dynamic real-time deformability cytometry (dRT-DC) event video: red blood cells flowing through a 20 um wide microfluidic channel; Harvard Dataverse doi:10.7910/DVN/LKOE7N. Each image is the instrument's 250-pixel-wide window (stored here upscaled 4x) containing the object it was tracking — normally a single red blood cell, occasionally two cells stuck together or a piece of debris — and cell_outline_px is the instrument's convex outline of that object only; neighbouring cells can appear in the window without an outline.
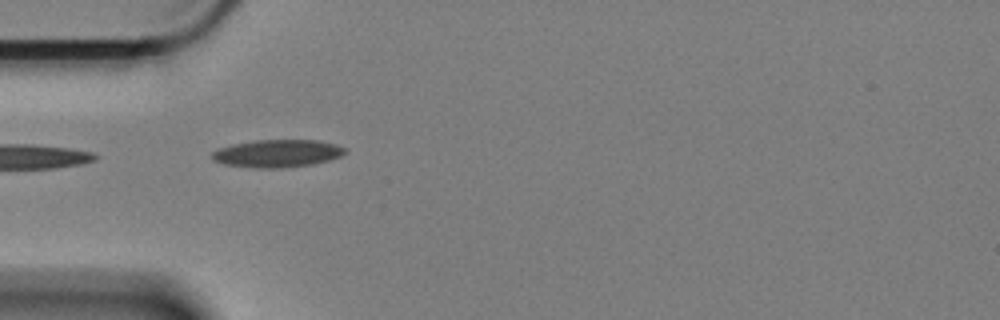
{"species": "Egyptian fruit bat (a non-hibernating species)", "species_latin": "Rousettus aegyptiacus", "temperature_condition": "cold", "stored_images_in_passage": 12, "camera_frame_rate_fps": 3000, "um_per_image_px": 0.085, "animal": {"sex": "female"}, "frame": {"image": 1, "passage_image": 1, "time_ms": 0.0, "image_size_px": [1000, 320], "cell_outline_px": [[348, 152], [340, 156], [328, 160], [312, 164], [280, 168], [256, 168], [224, 164], [212, 160], [212, 152], [220, 148], [232, 144], [256, 140], [316, 140], [336, 144], [344, 148]], "centroid_in_image_um": [23.57, 13.04], "position_along_channel_um": 61.4, "area_um2": 21.33}}